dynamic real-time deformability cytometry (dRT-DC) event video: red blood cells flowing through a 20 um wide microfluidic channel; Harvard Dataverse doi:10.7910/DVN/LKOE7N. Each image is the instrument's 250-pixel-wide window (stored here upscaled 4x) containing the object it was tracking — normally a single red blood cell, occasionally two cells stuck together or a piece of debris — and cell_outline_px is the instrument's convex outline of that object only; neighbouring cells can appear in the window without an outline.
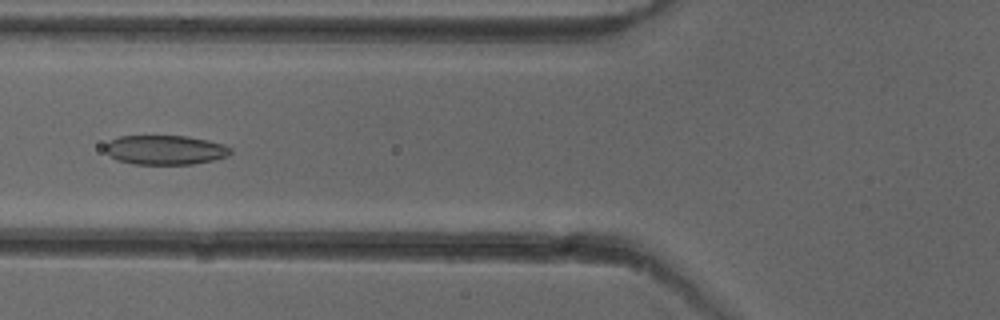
{"species": "common noctule bat (a hibernating species)", "species_latin": "Nyctalus noctula", "temperature_condition": "cold", "stored_images_in_passage": 52, "camera_frame_rate_fps": 3000, "um_per_image_px": 0.085, "animal": {"sex": "female"}, "frame": {"image": 1, "passage_image": 20, "time_ms": 6.333, "image_size_px": [1000, 320], "cell_outline_px": [[232, 152], [228, 156], [212, 160], [192, 164], [132, 164], [116, 160], [104, 148], [104, 144], [120, 136], [188, 136], [208, 140], [224, 144], [232, 148]], "centroid_in_image_um": [14.06, 12.74], "position_along_channel_um": 111.7, "area_um2": 21.5}}
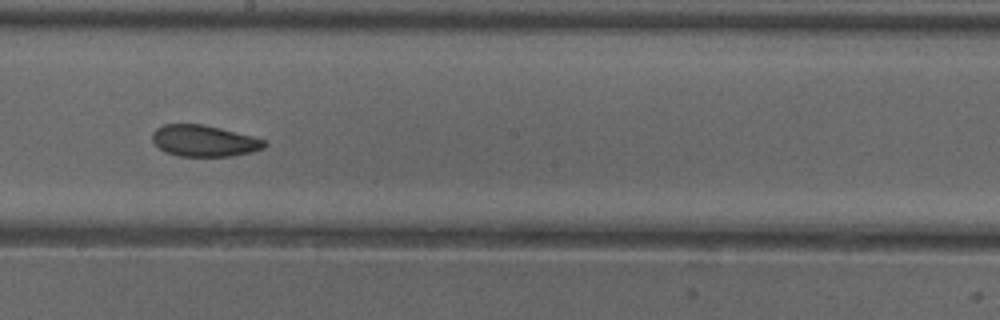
{"frame": {"image": 2, "passage_image": 29, "time_ms": 9.333, "image_size_px": [1000, 320], "cell_outline_px": [[268, 144], [264, 148], [252, 152], [232, 156], [180, 156], [164, 152], [152, 140], [152, 132], [156, 128], [164, 124], [200, 124], [220, 128], [252, 136], [264, 140]], "centroid_in_image_um": [17.34, 11.97], "position_along_channel_um": 230.9, "area_um2": 20.46}}
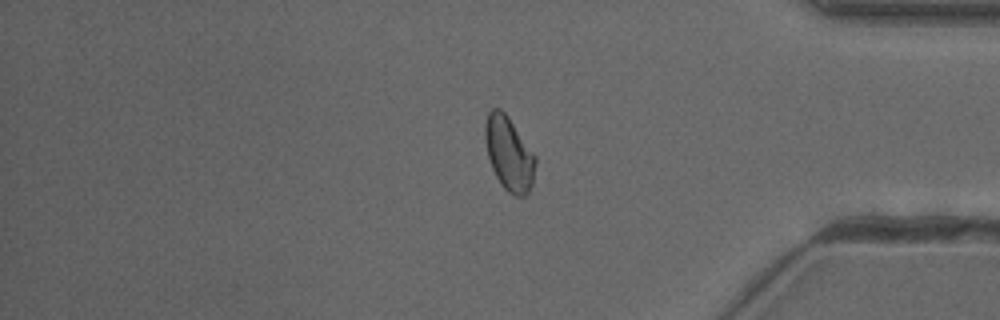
{"frame": {"image": 3, "passage_image": 43, "time_ms": 14.0, "image_size_px": [1000, 320], "cell_outline_px": [[536, 164], [532, 184], [528, 192], [524, 196], [516, 196], [508, 192], [504, 188], [496, 176], [492, 168], [488, 156], [484, 136], [484, 124], [488, 112], [492, 108], [500, 108], [508, 116], [536, 156]], "centroid_in_image_um": [43.26, 13.04], "position_along_channel_um": 391.9, "area_um2": 21.68}, "authors_computed_cell_mechanics": {"area_um2": 21.675, "velocity_mm_per_s": 3.9591, "shape_relaxation_time_tau1_ms": 10.2372, "shape_relaxation_time_tau2_ms": 2.8703, "deformation_change_tau1": 0.1534, "deformation_change_tau2": 0.0758}}